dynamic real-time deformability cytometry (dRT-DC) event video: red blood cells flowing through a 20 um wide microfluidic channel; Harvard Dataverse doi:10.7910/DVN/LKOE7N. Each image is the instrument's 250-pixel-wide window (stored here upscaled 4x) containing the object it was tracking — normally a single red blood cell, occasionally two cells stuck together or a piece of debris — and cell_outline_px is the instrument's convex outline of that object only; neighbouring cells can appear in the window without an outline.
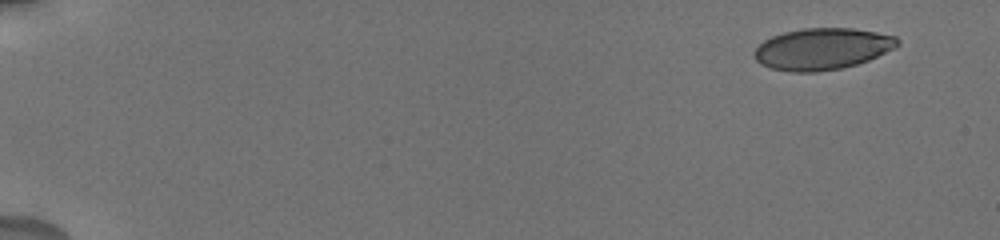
{"species": "human", "species_latin": "Homo sapiens", "temperature_condition": "cold", "stored_images_in_passage": 39, "camera_frame_rate_fps": 3000, "um_per_image_px": 0.085, "donor": {"sex": "male"}, "frame": {"image": 1, "passage_image": 1, "time_ms": 0.0, "image_size_px": [1000, 240], "cell_outline_px": [[900, 44], [896, 48], [868, 60], [844, 68], [816, 72], [788, 72], [772, 68], [760, 64], [756, 60], [752, 52], [764, 40], [772, 36], [784, 32], [804, 28], [852, 28], [876, 32], [896, 36], [900, 40]], "centroid_in_image_um": [69.9, 4.16], "position_along_channel_um": 15.1, "area_um2": 34.91}}
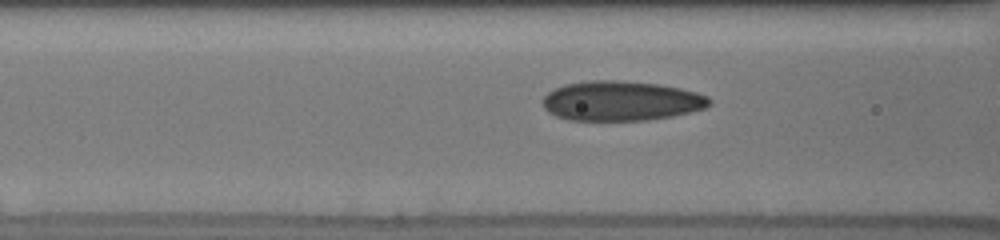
{"frame": {"image": 2, "passage_image": 30, "time_ms": 7.0, "image_size_px": [1000, 240], "cell_outline_px": [[712, 104], [704, 108], [672, 116], [648, 120], [568, 120], [556, 116], [548, 112], [544, 108], [544, 96], [548, 92], [564, 84], [588, 80], [620, 80], [660, 84], [680, 88], [696, 92], [708, 96], [712, 100]], "centroid_in_image_um": [52.81, 8.57], "position_along_channel_um": 113.8, "area_um2": 38.73}}
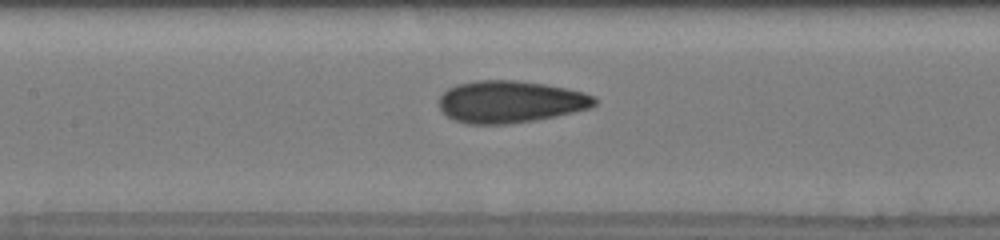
{"frame": {"image": 3, "passage_image": 36, "time_ms": 8.333, "image_size_px": [1000, 240], "cell_outline_px": [[596, 104], [592, 108], [556, 116], [536, 120], [508, 124], [468, 124], [456, 120], [448, 116], [440, 108], [440, 96], [448, 88], [456, 84], [476, 80], [516, 80], [544, 84], [584, 92], [596, 96]], "centroid_in_image_um": [43.4, 8.65], "position_along_channel_um": 164.0, "area_um2": 38.21}}